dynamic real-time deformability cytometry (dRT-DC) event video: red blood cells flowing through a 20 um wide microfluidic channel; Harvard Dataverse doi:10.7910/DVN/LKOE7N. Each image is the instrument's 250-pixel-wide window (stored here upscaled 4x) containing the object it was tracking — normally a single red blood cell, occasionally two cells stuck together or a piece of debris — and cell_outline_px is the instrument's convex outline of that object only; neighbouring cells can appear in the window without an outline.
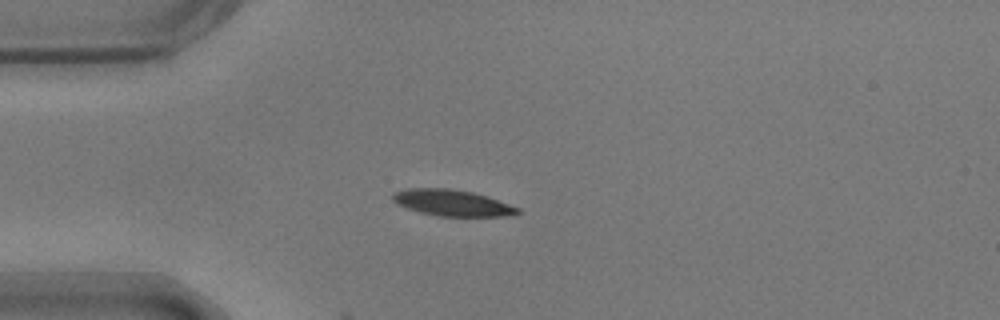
{"species": "common noctule bat (a hibernating species)", "species_latin": "Nyctalus noctula", "temperature_condition": "warm", "stored_images_in_passage": 3, "camera_frame_rate_fps": 3000, "um_per_image_px": 0.085, "animal": {"sex": "male", "body_mass_g": 17.9}, "frame": {"image": 1, "passage_image": 1, "time_ms": 0.0, "image_size_px": [1000, 320], "cell_outline_px": [[520, 212], [504, 216], [440, 216], [420, 212], [396, 204], [392, 200], [392, 192], [408, 188], [448, 188], [472, 192], [520, 208]], "centroid_in_image_um": [38.36, 17.23], "position_along_channel_um": 46.6, "area_um2": 18.84}}